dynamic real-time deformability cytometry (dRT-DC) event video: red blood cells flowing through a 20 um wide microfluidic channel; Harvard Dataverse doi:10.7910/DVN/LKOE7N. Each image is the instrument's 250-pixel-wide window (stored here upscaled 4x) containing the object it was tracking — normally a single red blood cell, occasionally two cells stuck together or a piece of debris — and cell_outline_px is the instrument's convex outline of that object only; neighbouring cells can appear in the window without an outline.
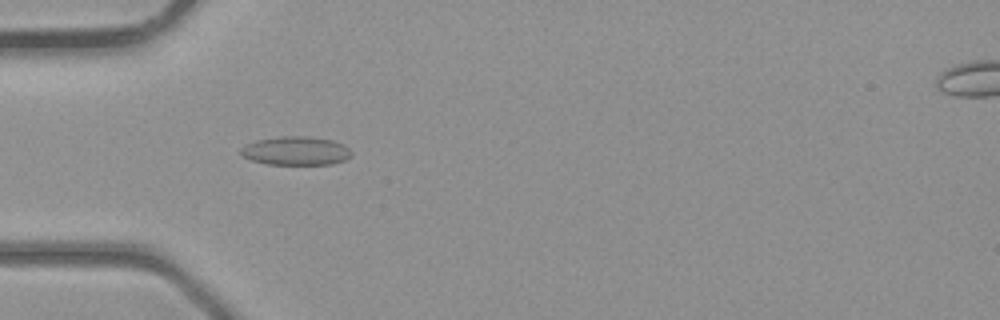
{"species": "common noctule bat (a hibernating species)", "species_latin": "Nyctalus noctula", "temperature_condition": "room temperature", "stored_images_in_passage": 40, "camera_frame_rate_fps": 3000, "um_per_image_px": 0.085, "animal": {"sex": "male", "body_mass_g": 23.1, "forearm_length_mm": 52.7}, "frame": {"image": 1, "passage_image": 12, "time_ms": 3.667, "image_size_px": [1000, 320], "cell_outline_px": [[352, 156], [344, 160], [332, 164], [268, 164], [252, 160], [244, 156], [240, 152], [240, 148], [256, 140], [280, 136], [308, 136], [332, 140], [344, 144], [352, 152]], "centroid_in_image_um": [25.18, 12.81], "position_along_channel_um": 59.8, "area_um2": 18.44}}
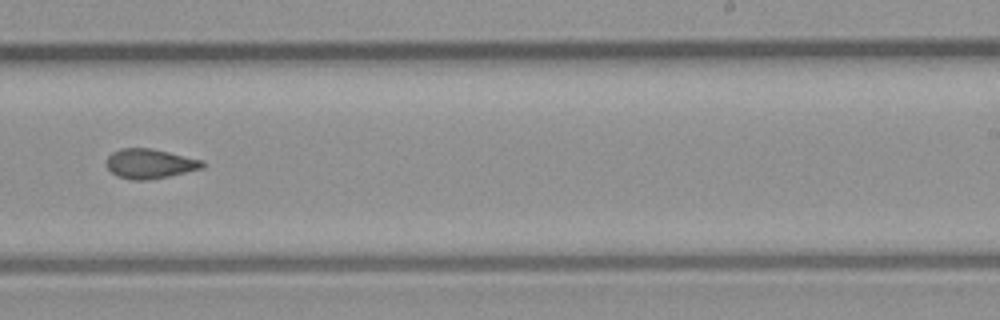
{"frame": {"image": 2, "passage_image": 25, "time_ms": 8.0, "image_size_px": [1000, 320], "cell_outline_px": [[204, 168], [168, 176], [148, 180], [132, 180], [116, 176], [104, 164], [108, 156], [112, 152], [120, 148], [152, 148], [204, 160]], "centroid_in_image_um": [12.72, 13.91], "position_along_channel_um": 276.3, "area_um2": 16.76}}
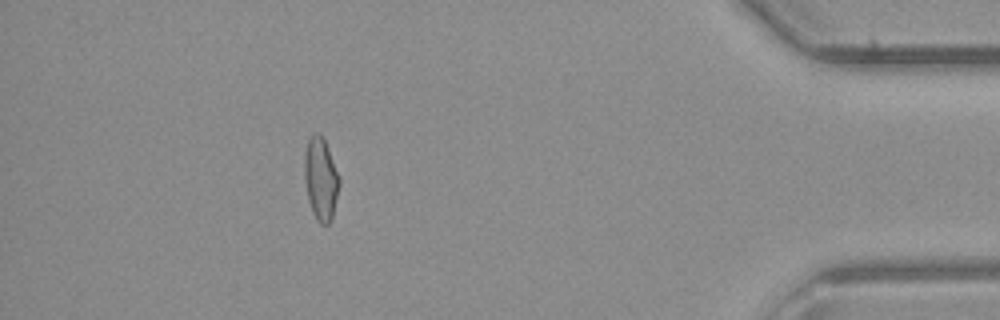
{"frame": {"image": 3, "passage_image": 36, "time_ms": 11.667, "image_size_px": [1000, 320], "cell_outline_px": [[340, 184], [332, 216], [328, 224], [320, 224], [316, 220], [312, 212], [308, 200], [304, 180], [304, 156], [308, 140], [316, 132], [320, 132], [328, 148], [340, 176]], "centroid_in_image_um": [27.26, 15.2], "position_along_channel_um": 407.9, "area_um2": 16.88}}